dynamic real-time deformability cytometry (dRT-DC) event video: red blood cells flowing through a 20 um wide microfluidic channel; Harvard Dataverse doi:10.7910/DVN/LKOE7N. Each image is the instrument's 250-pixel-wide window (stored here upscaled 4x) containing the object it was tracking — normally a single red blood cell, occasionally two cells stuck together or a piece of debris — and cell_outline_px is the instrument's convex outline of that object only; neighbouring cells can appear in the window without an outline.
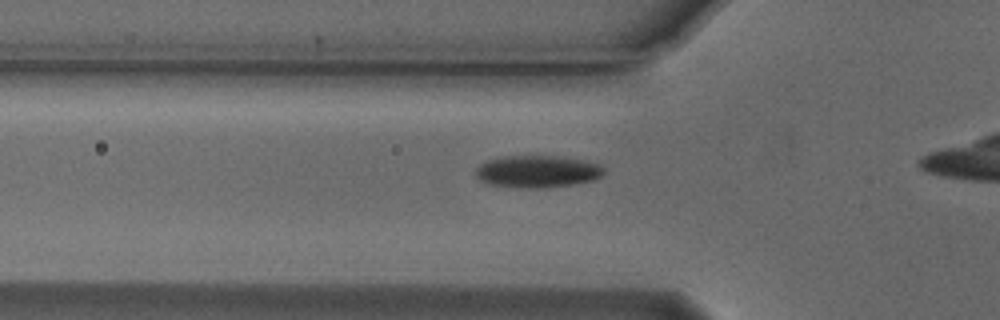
{"species": "Egyptian fruit bat (a non-hibernating species)", "species_latin": "Rousettus aegyptiacus", "temperature_condition": "cold", "stored_images_in_passage": 36, "camera_frame_rate_fps": 3000, "um_per_image_px": 0.085, "animal": {"sex": "male"}, "frame": {"image": 1, "passage_image": 10, "time_ms": 3.0, "image_size_px": [1000, 320], "cell_outline_px": [[604, 172], [600, 176], [592, 180], [576, 184], [544, 188], [524, 188], [488, 184], [480, 180], [472, 172], [480, 164], [488, 160], [504, 156], [556, 156], [584, 160], [600, 164], [604, 168]], "centroid_in_image_um": [45.65, 14.58], "position_along_channel_um": 80.1, "area_um2": 24.16}}
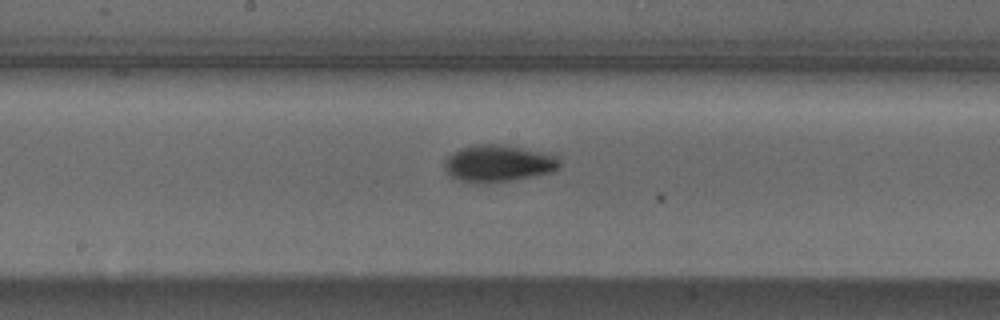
{"frame": {"image": 2, "passage_image": 20, "time_ms": 6.333, "image_size_px": [1000, 320], "cell_outline_px": [[560, 168], [552, 172], [532, 176], [488, 184], [472, 184], [460, 180], [452, 176], [444, 168], [444, 160], [452, 152], [460, 148], [476, 144], [500, 144], [540, 152], [556, 156], [560, 160]], "centroid_in_image_um": [42.31, 13.9], "position_along_channel_um": 205.9, "area_um2": 24.8}}
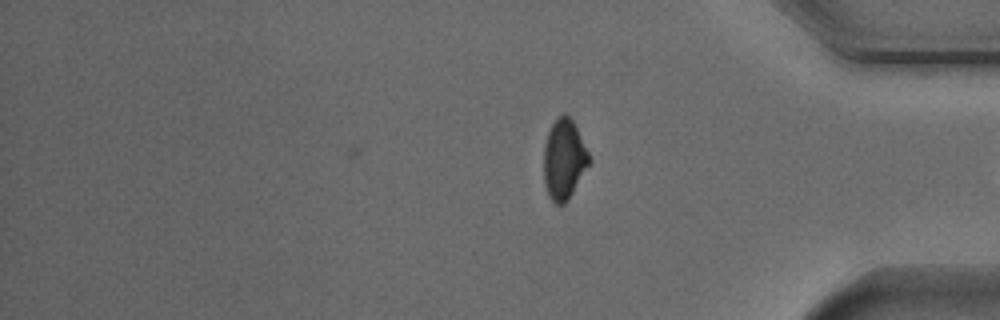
{"frame": {"image": 3, "passage_image": 36, "time_ms": 11.667, "image_size_px": [1000, 320], "cell_outline_px": [[592, 160], [568, 200], [564, 204], [556, 204], [548, 196], [544, 184], [544, 144], [548, 132], [552, 124], [564, 112], [572, 120]], "centroid_in_image_um": [47.93, 13.57], "position_along_channel_um": 387.3, "area_um2": 21.04}, "authors_computed_cell_mechanics": {"area_um2": 23.5824, "velocity_mm_per_s": 3.7643, "shape_relaxation_time_tau1_ms": 3.43, "shape_relaxation_time_tau2_ms": null, "deformation_change_tau1": 0.1146, "deformation_change_tau2": null}}